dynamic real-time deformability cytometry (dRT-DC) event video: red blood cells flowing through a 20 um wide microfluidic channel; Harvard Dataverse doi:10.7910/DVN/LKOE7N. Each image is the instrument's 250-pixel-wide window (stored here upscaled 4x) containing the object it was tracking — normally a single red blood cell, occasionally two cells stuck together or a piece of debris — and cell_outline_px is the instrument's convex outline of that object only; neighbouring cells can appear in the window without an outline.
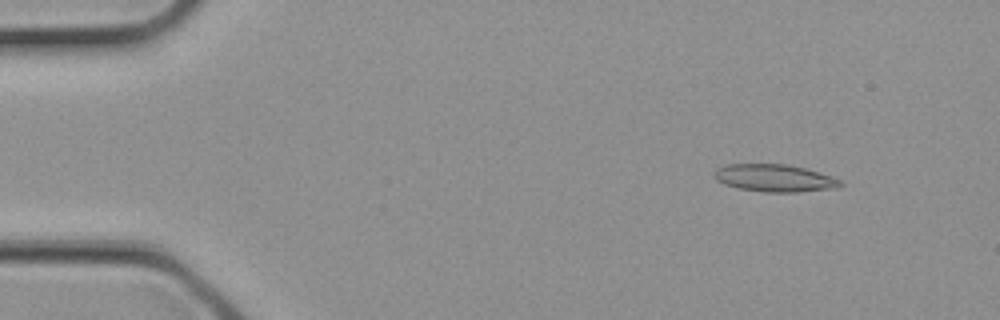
{"species": "common noctule bat (a hibernating species)", "species_latin": "Nyctalus noctula", "temperature_condition": "cold", "stored_images_in_passage": 2, "camera_frame_rate_fps": 3000, "um_per_image_px": 0.085, "animal": {"sex": "female", "body_mass_g": 21.9}, "frame": {"image": 1, "passage_image": 1, "time_ms": 0.0, "image_size_px": [1000, 320], "cell_outline_px": [[844, 184], [836, 188], [796, 192], [764, 192], [740, 188], [724, 184], [716, 180], [712, 176], [712, 172], [716, 168], [728, 164], [788, 164], [804, 168], [832, 176], [840, 180]], "centroid_in_image_um": [65.8, 15.13], "position_along_channel_um": 19.2, "area_um2": 20.23}}